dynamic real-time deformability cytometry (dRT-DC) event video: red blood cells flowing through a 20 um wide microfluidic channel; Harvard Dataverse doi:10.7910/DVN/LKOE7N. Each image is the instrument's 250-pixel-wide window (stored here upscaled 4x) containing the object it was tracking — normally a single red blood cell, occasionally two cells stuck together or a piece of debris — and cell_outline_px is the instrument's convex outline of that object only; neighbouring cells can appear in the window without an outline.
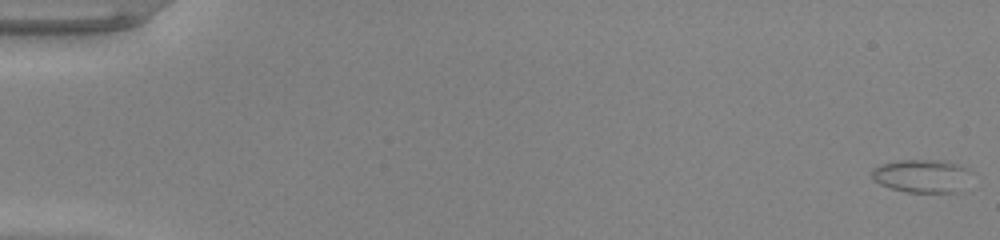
{"species": "common noctule bat (a hibernating species)", "species_latin": "Nyctalus noctula", "temperature_condition": "warm", "stored_images_in_passage": 53, "camera_frame_rate_fps": 3000, "um_per_image_px": 0.085, "animal": {"sex": "male", "body_mass_g": 20.0, "forearm_length_mm": 53.3}, "frame": {"image": 1, "passage_image": 1, "time_ms": 0.0, "image_size_px": [1000, 240], "cell_outline_px": [[968, 168], [956, 192], [908, 192], [892, 188], [880, 184], [872, 176], [872, 168], [880, 164], [900, 160], [940, 160], [956, 164]], "centroid_in_image_um": [78.22, 14.93], "position_along_channel_um": 6.8, "area_um2": 18.32}}
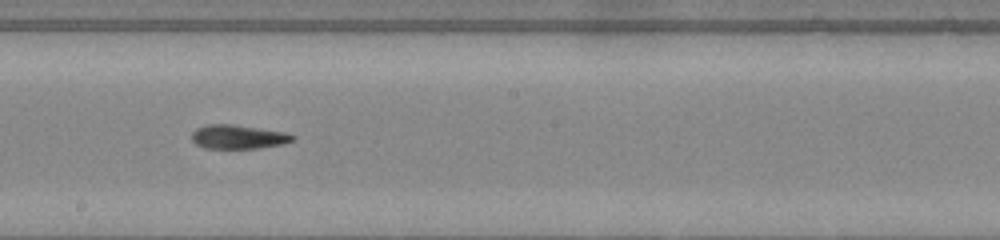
{"frame": {"image": 2, "passage_image": 31, "time_ms": 10.0, "image_size_px": [1000, 240], "cell_outline_px": [[296, 136], [292, 140], [284, 144], [260, 148], [204, 148], [196, 144], [192, 140], [192, 132], [196, 128], [208, 124], [232, 124], [284, 132]], "centroid_in_image_um": [20.23, 11.63], "position_along_channel_um": 228.0, "area_um2": 14.05}}
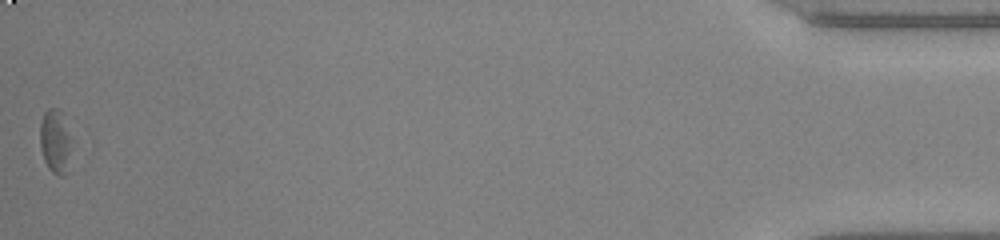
{"frame": {"image": 3, "passage_image": 53, "time_ms": 17.333, "image_size_px": [1000, 240], "cell_outline_px": [[76, 140], [64, 176], [60, 176], [52, 172], [48, 168], [44, 160], [40, 148], [40, 124], [44, 112], [48, 108], [56, 108], [64, 112]], "centroid_in_image_um": [4.79, 11.95], "position_along_channel_um": 430.4, "area_um2": 12.83}}